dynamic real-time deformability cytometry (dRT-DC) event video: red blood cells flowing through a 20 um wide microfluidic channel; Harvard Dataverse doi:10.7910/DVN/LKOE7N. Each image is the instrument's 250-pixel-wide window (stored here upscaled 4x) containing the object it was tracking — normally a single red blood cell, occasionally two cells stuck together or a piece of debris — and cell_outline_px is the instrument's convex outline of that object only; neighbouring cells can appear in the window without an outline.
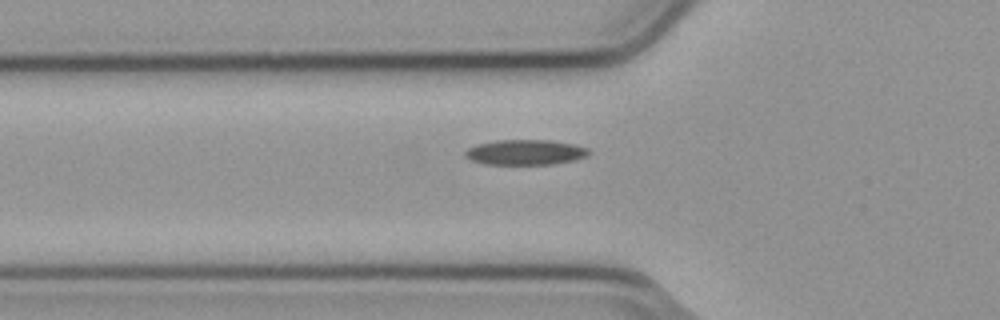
{"species": "common noctule bat (a hibernating species)", "species_latin": "Nyctalus noctula", "temperature_condition": "cold", "stored_images_in_passage": 39, "segment_of_instrument_passage": [1, 2], "camera_frame_rate_fps": 3000, "um_per_image_px": 0.085, "animal": {"sex": "male", "body_mass_g": 23.1, "forearm_length_mm": 52.7}, "frame": {"image": 1, "passage_image": 2, "time_ms": 0.333, "image_size_px": [1000, 320], "cell_outline_px": [[588, 152], [584, 156], [572, 160], [552, 164], [484, 164], [472, 160], [464, 156], [464, 152], [468, 148], [476, 144], [496, 140], [552, 140], [572, 144], [588, 148]], "centroid_in_image_um": [44.58, 12.93], "position_along_channel_um": 81.2, "area_um2": 17.98}}
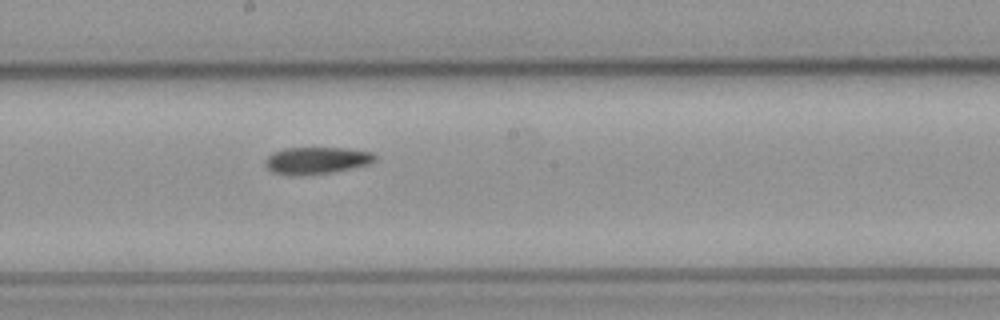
{"frame": {"image": 2, "passage_image": 13, "time_ms": 4.0, "image_size_px": [1000, 320], "cell_outline_px": [[376, 160], [368, 164], [328, 172], [272, 172], [264, 164], [264, 160], [272, 152], [284, 148], [348, 148], [372, 152], [376, 156]], "centroid_in_image_um": [26.94, 13.57], "position_along_channel_um": 221.3, "area_um2": 16.3}}
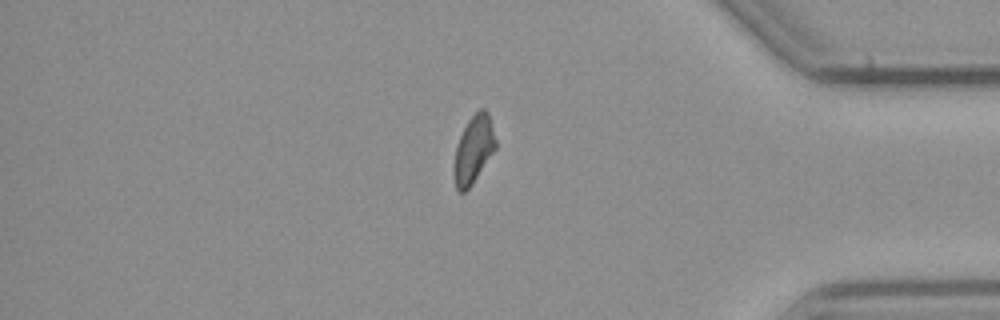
{"frame": {"image": 3, "passage_image": 29, "time_ms": 9.333, "image_size_px": [1000, 320], "cell_outline_px": [[496, 148], [472, 184], [464, 192], [460, 192], [456, 188], [452, 172], [456, 148], [460, 136], [468, 120], [480, 108], [484, 108], [488, 112], [496, 140]], "centroid_in_image_um": [40.24, 12.72], "position_along_channel_um": 395.0, "area_um2": 16.3}}